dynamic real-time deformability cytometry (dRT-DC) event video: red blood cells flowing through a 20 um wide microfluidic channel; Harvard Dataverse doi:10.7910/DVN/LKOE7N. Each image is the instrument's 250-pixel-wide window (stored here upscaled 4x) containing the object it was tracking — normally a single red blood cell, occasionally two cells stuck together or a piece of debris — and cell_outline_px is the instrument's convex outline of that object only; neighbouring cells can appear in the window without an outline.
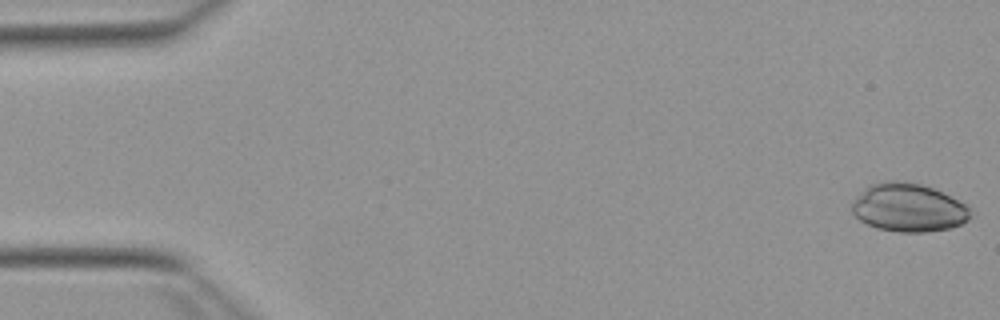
{"species": "Egyptian fruit bat (a non-hibernating species)", "species_latin": "Rousettus aegyptiacus", "temperature_condition": "warm", "stored_images_in_passage": 12, "camera_frame_rate_fps": 3000, "um_per_image_px": 0.085, "animal": {"sex": "female"}, "frame": {"image": 1, "passage_image": 1, "time_ms": 0.0, "image_size_px": [1000, 320], "cell_outline_px": [[968, 220], [960, 224], [948, 228], [924, 232], [900, 232], [876, 228], [860, 220], [852, 212], [852, 204], [868, 184], [888, 180], [896, 180], [920, 184], [932, 188], [964, 204], [968, 208]], "centroid_in_image_um": [77.16, 17.65], "position_along_channel_um": 7.8, "area_um2": 32.71}}